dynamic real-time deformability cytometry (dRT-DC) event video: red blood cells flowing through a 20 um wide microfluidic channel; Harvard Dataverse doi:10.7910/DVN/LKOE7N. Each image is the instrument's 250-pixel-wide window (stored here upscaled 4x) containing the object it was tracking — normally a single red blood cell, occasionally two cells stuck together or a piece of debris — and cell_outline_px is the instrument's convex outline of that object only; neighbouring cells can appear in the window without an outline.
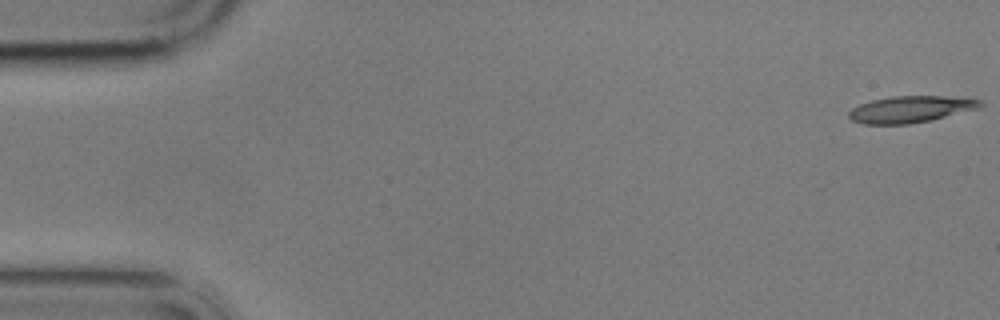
{"species": "common noctule bat (a hibernating species)", "species_latin": "Nyctalus noctula", "temperature_condition": "cold", "stored_images_in_passage": 4, "camera_frame_rate_fps": 3000, "um_per_image_px": 0.085, "animal": {"sex": "male", "body_mass_g": 17.9}, "frame": {"image": 1, "passage_image": 1, "time_ms": 0.0, "image_size_px": [1000, 320], "cell_outline_px": [[984, 104], [980, 108], [932, 120], [908, 124], [864, 124], [852, 120], [848, 116], [848, 112], [852, 108], [860, 104], [872, 100], [892, 96], [964, 96], [980, 100]], "centroid_in_image_um": [77.46, 9.28], "position_along_channel_um": 7.5, "area_um2": 20.63}}
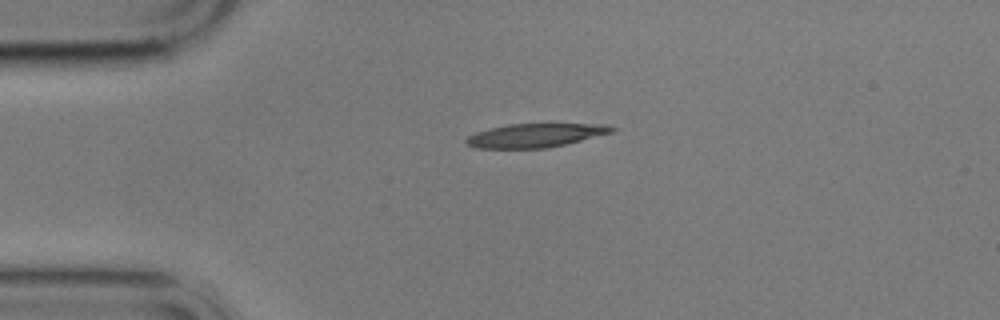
{"frame": {"image": 2, "passage_image": 4, "time_ms": 4.0, "image_size_px": [1000, 320], "cell_outline_px": [[620, 128], [612, 132], [548, 148], [476, 148], [468, 144], [464, 140], [468, 136], [476, 132], [508, 124], [608, 124]], "centroid_in_image_um": [45.53, 11.5], "position_along_channel_um": 39.5, "area_um2": 19.94}}